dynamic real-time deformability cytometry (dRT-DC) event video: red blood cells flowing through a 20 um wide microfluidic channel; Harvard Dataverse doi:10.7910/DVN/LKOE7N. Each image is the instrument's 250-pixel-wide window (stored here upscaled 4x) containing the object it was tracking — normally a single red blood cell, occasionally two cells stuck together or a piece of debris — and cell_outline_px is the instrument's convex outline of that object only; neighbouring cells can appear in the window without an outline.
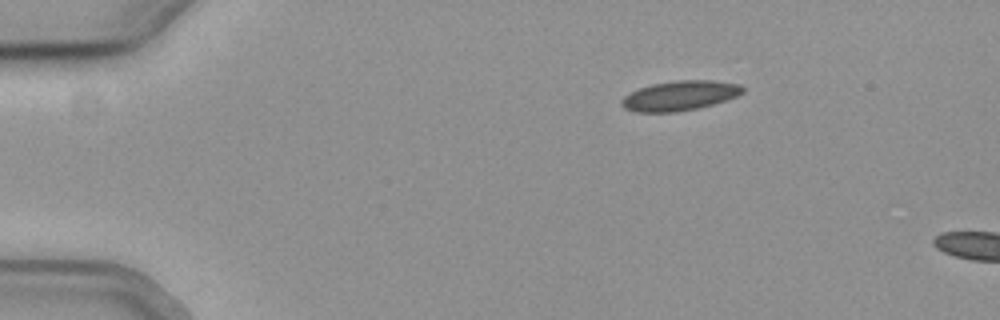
{"species": "common noctule bat (a hibernating species)", "species_latin": "Nyctalus noctula", "temperature_condition": "cold", "stored_images_in_passage": 5, "camera_frame_rate_fps": 3000, "um_per_image_px": 0.085, "animal": {"sex": "female", "body_mass_g": 19.3, "forearm_length_mm": 54.1}, "frame": {"image": 1, "passage_image": 1, "time_ms": 0.0, "image_size_px": [1000, 320], "cell_outline_px": [[744, 92], [736, 96], [712, 104], [696, 108], [676, 112], [636, 112], [624, 108], [620, 104], [620, 100], [624, 96], [640, 88], [652, 84], [676, 80], [712, 80], [740, 84], [744, 88]], "centroid_in_image_um": [57.76, 8.13], "position_along_channel_um": 27.2, "area_um2": 20.87}}